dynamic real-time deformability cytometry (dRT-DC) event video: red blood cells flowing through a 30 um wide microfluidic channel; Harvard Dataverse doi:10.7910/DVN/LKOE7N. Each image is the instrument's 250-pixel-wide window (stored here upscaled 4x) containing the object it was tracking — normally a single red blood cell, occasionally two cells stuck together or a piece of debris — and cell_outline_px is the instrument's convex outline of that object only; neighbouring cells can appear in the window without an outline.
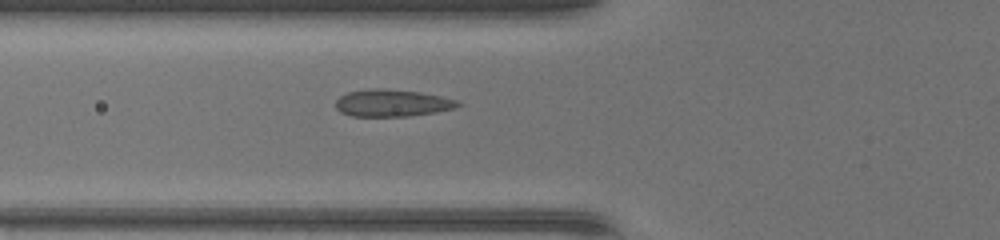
{"species": "common noctule bat (a hibernating species)", "species_latin": "Nyctalus noctula", "temperature_condition": "warm", "stored_images_in_passage": 32, "camera_frame_rate_fps": 3000, "um_per_image_px": 0.085, "animal": {"sex": "female", "body_mass_g": 17.0, "forearm_length_mm": 48.0}, "frame": {"image": 1, "passage_image": 3, "time_ms": 0.667, "image_size_px": [1000, 240], "cell_outline_px": [[464, 104], [456, 108], [436, 112], [408, 116], [352, 116], [340, 112], [336, 108], [336, 100], [340, 96], [348, 92], [368, 88], [384, 88], [420, 92], [440, 96], [456, 100]], "centroid_in_image_um": [33.34, 8.75], "position_along_channel_um": 92.5, "area_um2": 19.42}}
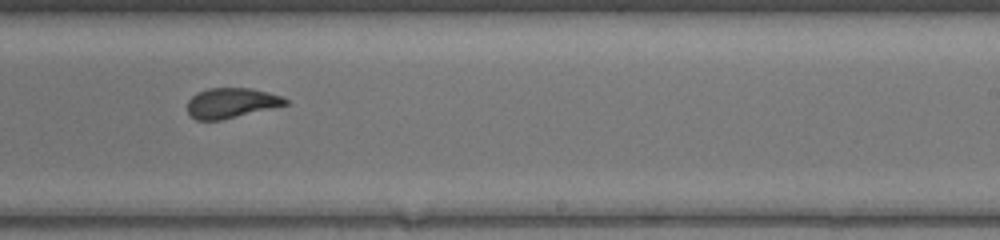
{"frame": {"image": 2, "passage_image": 15, "time_ms": 4.667, "image_size_px": [1000, 240], "cell_outline_px": [[288, 104], [220, 120], [196, 120], [188, 112], [188, 100], [196, 92], [208, 88], [252, 88], [284, 96], [288, 100]], "centroid_in_image_um": [19.66, 8.73], "position_along_channel_um": 269.3, "area_um2": 17.11}}
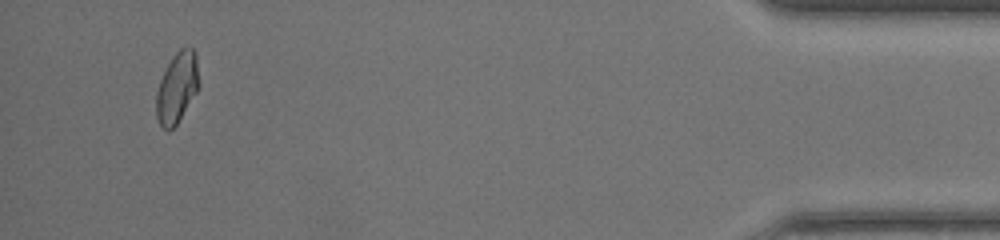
{"frame": {"image": 3, "passage_image": 30, "time_ms": 9.667, "image_size_px": [1000, 240], "cell_outline_px": [[200, 88], [176, 124], [168, 132], [160, 124], [156, 116], [156, 92], [160, 80], [172, 56], [180, 48], [192, 48], [196, 52], [200, 84]], "centroid_in_image_um": [15.07, 7.43], "position_along_channel_um": 420.1, "area_um2": 17.69}}